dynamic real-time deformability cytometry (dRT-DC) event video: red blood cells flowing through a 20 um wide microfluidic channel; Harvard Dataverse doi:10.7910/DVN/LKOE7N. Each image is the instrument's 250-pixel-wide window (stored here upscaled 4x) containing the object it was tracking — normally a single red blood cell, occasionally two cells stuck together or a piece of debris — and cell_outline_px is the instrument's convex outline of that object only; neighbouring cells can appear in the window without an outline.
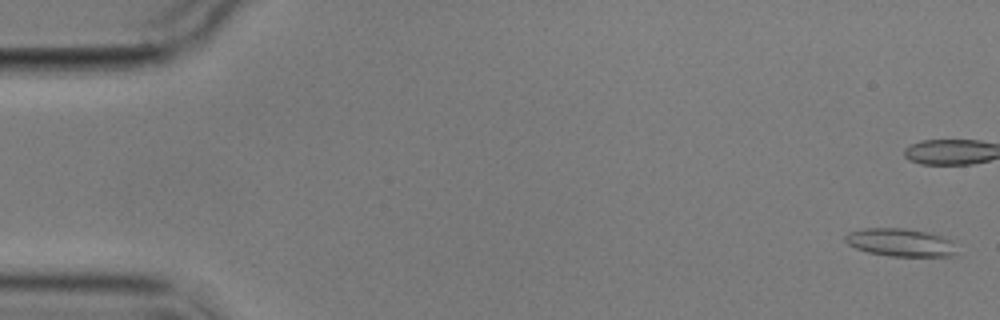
{"species": "common noctule bat (a hibernating species)", "species_latin": "Nyctalus noctula", "temperature_condition": "cold", "stored_images_in_passage": 11, "camera_frame_rate_fps": 3000, "um_per_image_px": 0.085, "animal": {"sex": "male", "body_mass_g": 17.9}, "frame": {"image": 1, "passage_image": 1, "time_ms": 0.0, "image_size_px": [1000, 320], "cell_outline_px": [[960, 256], [892, 256], [868, 252], [856, 248], [848, 244], [844, 240], [844, 236], [848, 232], [864, 228], [904, 228], [928, 232], [952, 240]], "centroid_in_image_um": [76.57, 20.61], "position_along_channel_um": 8.4, "area_um2": 18.32}}